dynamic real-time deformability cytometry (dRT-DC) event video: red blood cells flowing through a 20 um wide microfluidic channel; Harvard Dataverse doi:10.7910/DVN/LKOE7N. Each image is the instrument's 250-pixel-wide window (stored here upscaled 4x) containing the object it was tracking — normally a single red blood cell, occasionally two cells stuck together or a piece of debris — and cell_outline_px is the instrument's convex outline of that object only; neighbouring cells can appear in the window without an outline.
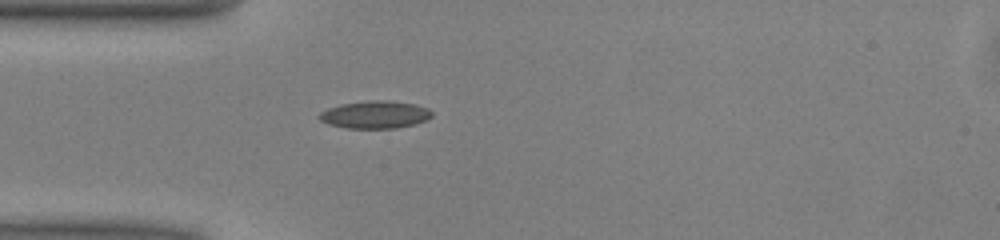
{"species": "common noctule bat (a hibernating species)", "species_latin": "Nyctalus noctula", "temperature_condition": "warm", "stored_images_in_passage": 37, "camera_frame_rate_fps": 3000, "um_per_image_px": 0.085, "animal": {"sex": "male", "body_mass_g": 13.0, "forearm_length_mm": 53.1}, "frame": {"image": 1, "passage_image": 1, "time_ms": 0.0, "image_size_px": [1000, 240], "cell_outline_px": [[432, 116], [428, 120], [416, 124], [396, 128], [348, 128], [328, 124], [320, 120], [320, 112], [328, 108], [340, 104], [368, 100], [388, 100], [416, 104], [428, 108], [432, 112]], "centroid_in_image_um": [31.92, 9.74], "position_along_channel_um": 53.1, "area_um2": 18.21}}
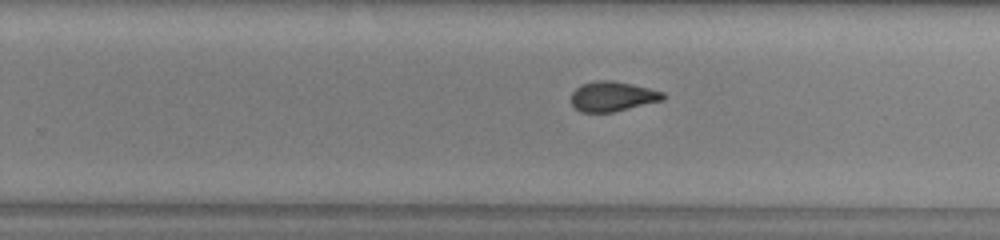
{"frame": {"image": 2, "passage_image": 18, "time_ms": 5.667, "image_size_px": [1000, 240], "cell_outline_px": [[668, 96], [664, 100], [612, 112], [580, 112], [572, 104], [572, 92], [580, 84], [596, 80], [612, 80], [632, 84], [664, 92]], "centroid_in_image_um": [52.08, 8.18], "position_along_channel_um": 277.7, "area_um2": 16.07}}
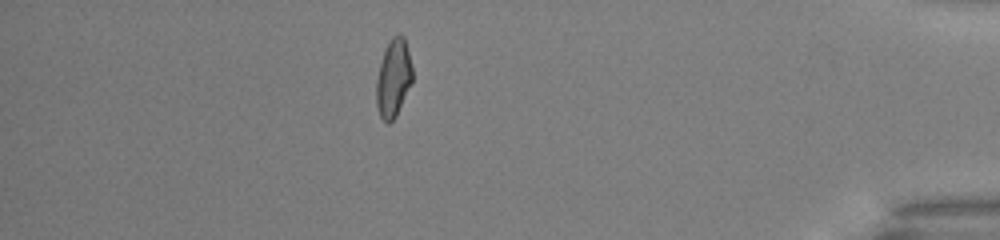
{"frame": {"image": 3, "passage_image": 31, "time_ms": 10.0, "image_size_px": [1000, 240], "cell_outline_px": [[412, 84], [396, 116], [388, 124], [380, 116], [376, 104], [376, 80], [380, 64], [384, 52], [392, 36], [400, 32], [404, 36], [412, 68]], "centroid_in_image_um": [33.44, 6.65], "position_along_channel_um": 401.8, "area_um2": 16.36}, "authors_computed_cell_mechanics": {"area_um2": 16.3574, "velocity_mm_per_s": 4.0528, "shape_relaxation_time_tau1_ms": null, "shape_relaxation_time_tau2_ms": 2.7928, "deformation_change_tau1": null, "deformation_change_tau2": 0.097}}